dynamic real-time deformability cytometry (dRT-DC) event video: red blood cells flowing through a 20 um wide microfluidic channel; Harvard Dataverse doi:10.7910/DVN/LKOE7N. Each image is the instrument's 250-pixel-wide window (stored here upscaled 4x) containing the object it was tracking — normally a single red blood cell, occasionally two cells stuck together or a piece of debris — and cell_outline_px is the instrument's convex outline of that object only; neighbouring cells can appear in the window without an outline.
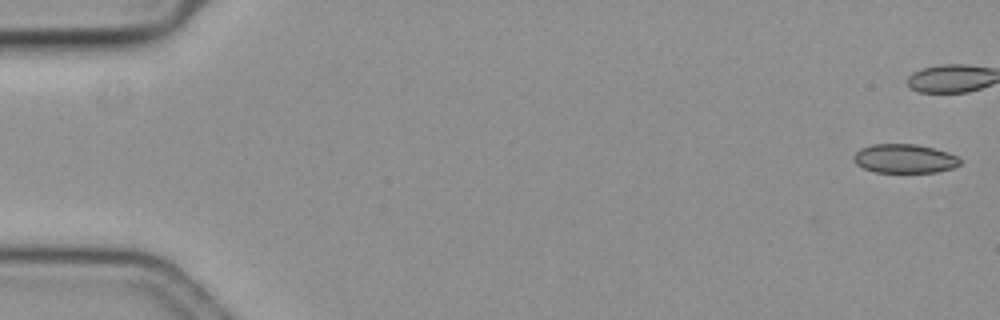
{"species": "common noctule bat (a hibernating species)", "species_latin": "Nyctalus noctula", "temperature_condition": "cold", "stored_images_in_passage": 17, "camera_frame_rate_fps": 3000, "um_per_image_px": 0.085, "animal": {"sex": "female", "body_mass_g": 19.3, "forearm_length_mm": 54.1}, "frame": {"image": 1, "passage_image": 1, "time_ms": 0.0, "image_size_px": [1000, 320], "cell_outline_px": [[960, 164], [952, 168], [936, 172], [876, 172], [864, 168], [856, 164], [852, 156], [860, 148], [872, 144], [916, 144], [948, 152], [956, 156], [960, 160]], "centroid_in_image_um": [76.86, 13.48], "position_along_channel_um": 8.1, "area_um2": 17.86}}